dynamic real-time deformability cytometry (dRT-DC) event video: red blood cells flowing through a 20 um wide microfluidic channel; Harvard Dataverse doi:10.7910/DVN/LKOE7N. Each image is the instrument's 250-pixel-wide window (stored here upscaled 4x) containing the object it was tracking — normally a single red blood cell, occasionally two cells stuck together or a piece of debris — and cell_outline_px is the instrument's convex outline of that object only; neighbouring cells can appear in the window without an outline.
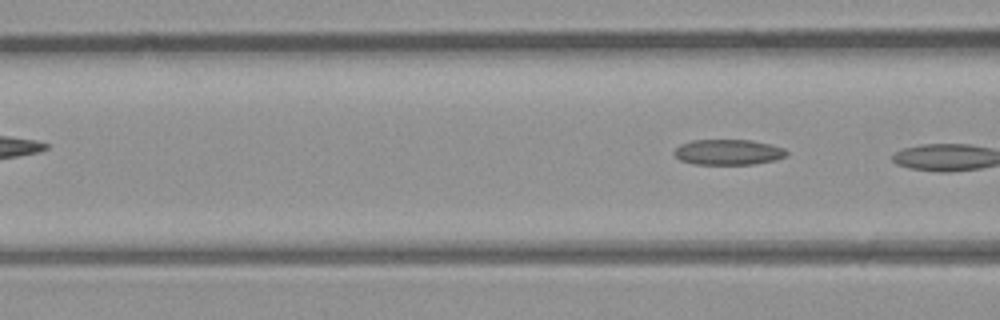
{"species": "common noctule bat (a hibernating species)", "species_latin": "Nyctalus noctula", "temperature_condition": "room temperature", "stored_images_in_passage": 7, "camera_frame_rate_fps": 3000, "um_per_image_px": 0.085, "animal": {"sex": "male", "body_mass_g": 23.1, "forearm_length_mm": 52.7}, "frame": {"image": 1, "passage_image": 7, "time_ms": 2.0, "image_size_px": [1000, 320], "cell_outline_px": [[788, 156], [776, 160], [752, 164], [692, 164], [680, 160], [672, 152], [680, 144], [692, 140], [752, 140], [784, 148], [788, 152]], "centroid_in_image_um": [61.9, 12.93], "position_along_channel_um": 104.7, "area_um2": 16.76}}